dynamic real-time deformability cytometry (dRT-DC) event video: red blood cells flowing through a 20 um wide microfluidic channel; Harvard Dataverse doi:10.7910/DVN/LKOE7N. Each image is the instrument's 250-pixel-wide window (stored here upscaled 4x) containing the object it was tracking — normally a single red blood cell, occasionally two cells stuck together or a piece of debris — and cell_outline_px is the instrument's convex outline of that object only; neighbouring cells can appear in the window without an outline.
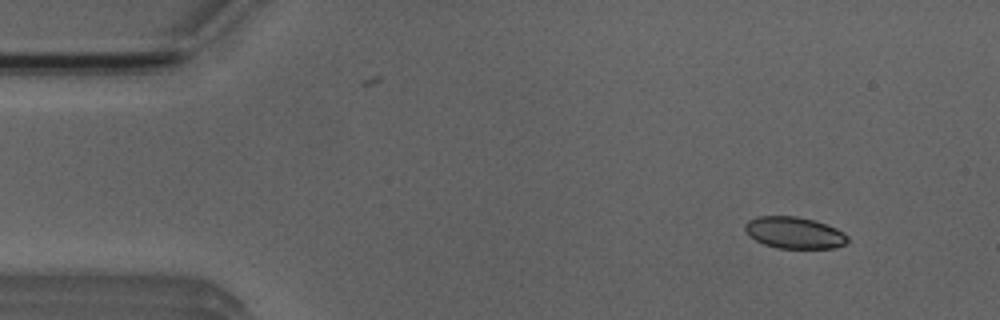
{"species": "Egyptian fruit bat (a non-hibernating species)", "species_latin": "Rousettus aegyptiacus", "temperature_condition": "room temperature", "stored_images_in_passage": 5, "camera_frame_rate_fps": 3000, "um_per_image_px": 0.085, "animal": {"sex": "male"}, "frame": {"image": 1, "passage_image": 1, "time_ms": 0.0, "image_size_px": [1000, 320], "cell_outline_px": [[848, 240], [844, 244], [832, 248], [776, 248], [764, 244], [748, 236], [744, 228], [744, 224], [748, 220], [756, 216], [796, 216], [812, 220], [836, 228], [844, 232], [848, 236]], "centroid_in_image_um": [67.47, 19.78], "position_along_channel_um": 17.5, "area_um2": 18.9}}
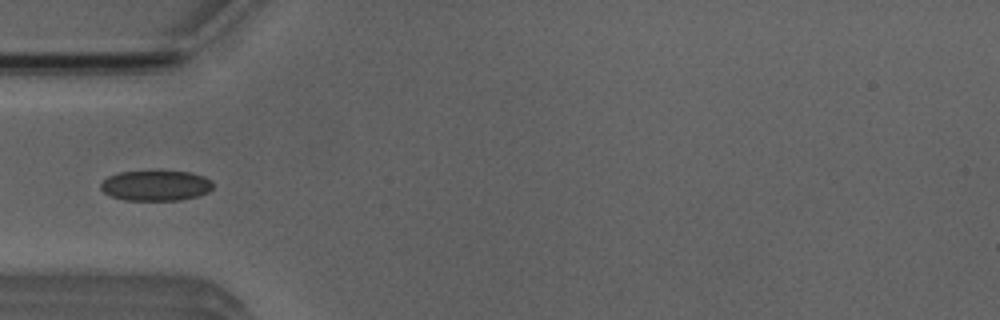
{"frame": {"image": 2, "passage_image": 4, "time_ms": 3.667, "image_size_px": [1000, 320], "cell_outline_px": [[212, 188], [208, 192], [200, 196], [180, 200], [124, 200], [112, 196], [104, 192], [100, 188], [100, 184], [108, 176], [120, 172], [156, 168], [192, 172], [204, 176], [212, 180]], "centroid_in_image_um": [13.27, 15.72], "position_along_channel_um": 71.7, "area_um2": 20.81}}